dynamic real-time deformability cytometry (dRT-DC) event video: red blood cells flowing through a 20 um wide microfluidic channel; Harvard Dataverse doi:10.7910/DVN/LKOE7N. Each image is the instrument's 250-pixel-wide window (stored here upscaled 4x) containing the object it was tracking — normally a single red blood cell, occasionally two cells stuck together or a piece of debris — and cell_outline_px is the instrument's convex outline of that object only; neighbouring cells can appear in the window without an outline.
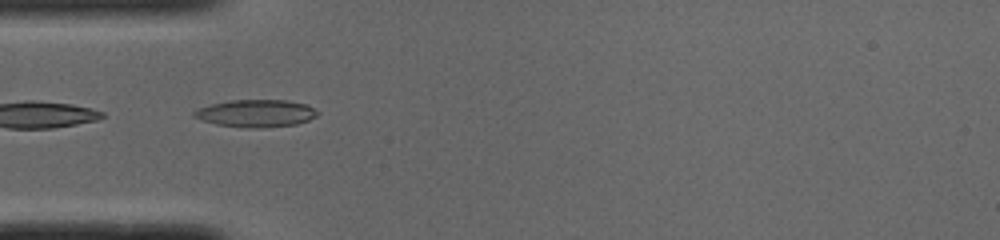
{"species": "common noctule bat (a hibernating species)", "species_latin": "Nyctalus noctula", "temperature_condition": "cold", "stored_images_in_passage": 30, "camera_frame_rate_fps": 3000, "um_per_image_px": 0.085, "animal": {"sex": "male", "body_mass_g": 19.0, "forearm_length_mm": 50.8}, "frame": {"image": 1, "passage_image": 1, "time_ms": 0.0, "image_size_px": [1000, 240], "cell_outline_px": [[320, 112], [316, 116], [308, 120], [296, 124], [260, 128], [248, 128], [216, 124], [192, 116], [192, 112], [196, 108], [212, 104], [232, 100], [288, 100], [308, 104]], "centroid_in_image_um": [21.77, 9.62], "position_along_channel_um": 63.2, "area_um2": 19.77}, "authors_computed_cell_mechanics": {"area_um2": 17.7446, "velocity_mm_per_s": 4.0205, "shape_relaxation_time_tau1_ms": null, "shape_relaxation_time_tau2_ms": 3.3793, "deformation_change_tau1": null, "deformation_change_tau2": 0.0991}}